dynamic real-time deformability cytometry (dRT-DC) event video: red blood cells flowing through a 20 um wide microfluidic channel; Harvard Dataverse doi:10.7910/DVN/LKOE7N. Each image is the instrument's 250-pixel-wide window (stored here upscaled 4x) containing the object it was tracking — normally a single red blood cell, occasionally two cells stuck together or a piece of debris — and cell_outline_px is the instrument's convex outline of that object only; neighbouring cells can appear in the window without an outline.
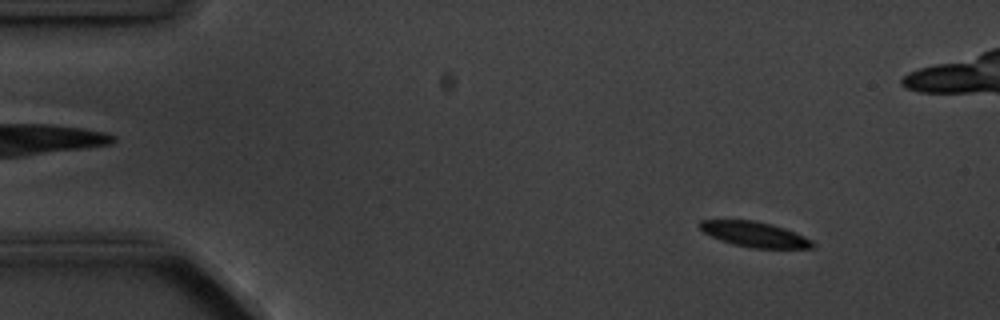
{"species": "common noctule bat (a hibernating species)", "species_latin": "Nyctalus noctula", "temperature_condition": "cold", "stored_images_in_passage": 8, "camera_frame_rate_fps": 3000, "um_per_image_px": 0.085, "animal": {"sex": "male", "body_mass_g": 20.1, "forearm_length_mm": 53.5}, "frame": {"image": 1, "passage_image": 1, "time_ms": 0.0, "image_size_px": [1000, 320], "cell_outline_px": [[816, 244], [812, 248], [752, 248], [732, 244], [720, 240], [704, 232], [696, 224], [700, 220], [756, 220], [772, 224], [796, 232], [812, 240]], "centroid_in_image_um": [64.14, 19.91], "position_along_channel_um": 20.9, "area_um2": 16.7}}